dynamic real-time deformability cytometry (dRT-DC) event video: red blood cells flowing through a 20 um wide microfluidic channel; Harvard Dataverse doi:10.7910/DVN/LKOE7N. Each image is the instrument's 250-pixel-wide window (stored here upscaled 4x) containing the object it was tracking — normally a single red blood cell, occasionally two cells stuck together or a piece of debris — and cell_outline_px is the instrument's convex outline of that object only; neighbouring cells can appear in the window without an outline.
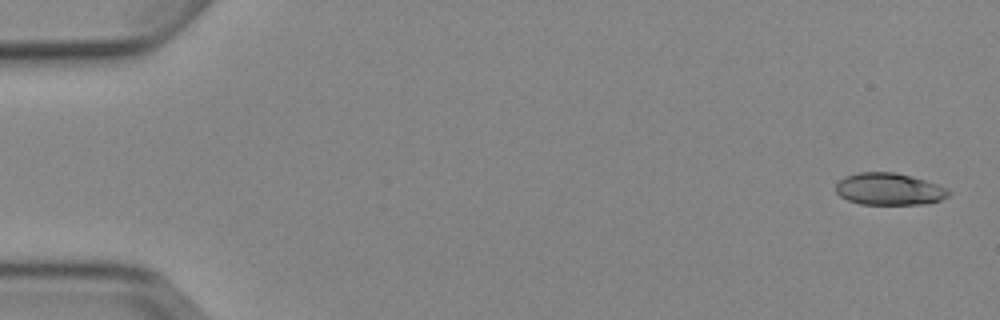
{"species": "Egyptian fruit bat (a non-hibernating species)", "species_latin": "Rousettus aegyptiacus", "temperature_condition": "cold", "stored_images_in_passage": 5, "camera_frame_rate_fps": 3000, "um_per_image_px": 0.085, "animal": {"sex": "female"}, "frame": {"image": 1, "passage_image": 1, "time_ms": 0.0, "image_size_px": [1000, 320], "cell_outline_px": [[952, 192], [948, 196], [940, 200], [928, 204], [860, 204], [848, 200], [840, 196], [836, 192], [836, 184], [844, 176], [860, 172], [896, 172], [924, 180], [936, 184]], "centroid_in_image_um": [75.56, 16.07], "position_along_channel_um": 9.4, "area_um2": 20.98}}
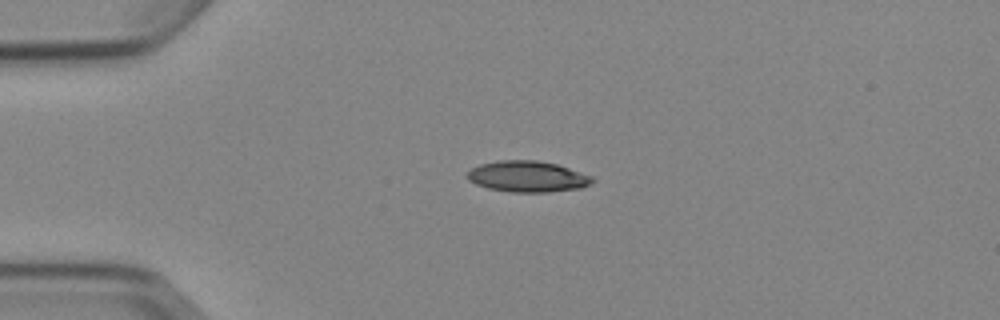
{"frame": {"image": 2, "passage_image": 4, "time_ms": 3.667, "image_size_px": [1000, 320], "cell_outline_px": [[596, 180], [592, 184], [580, 188], [548, 192], [512, 192], [488, 188], [476, 184], [468, 180], [464, 176], [472, 168], [480, 164], [500, 160], [536, 160], [556, 164], [592, 176]], "centroid_in_image_um": [44.83, 15.01], "position_along_channel_um": 40.2, "area_um2": 22.66}}